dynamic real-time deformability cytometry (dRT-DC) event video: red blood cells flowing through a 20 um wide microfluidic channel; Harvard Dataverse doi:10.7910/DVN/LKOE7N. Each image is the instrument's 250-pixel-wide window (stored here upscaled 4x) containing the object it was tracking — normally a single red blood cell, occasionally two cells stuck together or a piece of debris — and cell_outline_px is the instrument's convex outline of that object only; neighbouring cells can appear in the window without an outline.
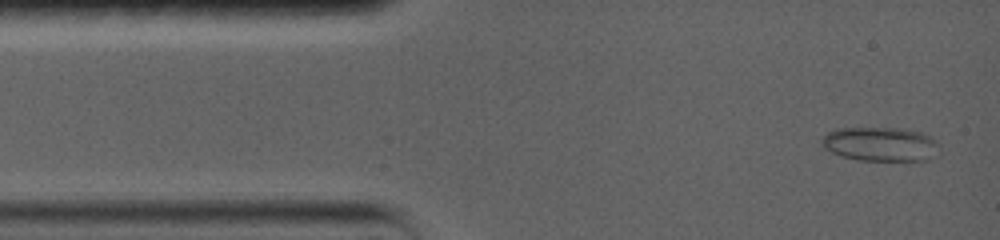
{"species": "common noctule bat (a hibernating species)", "species_latin": "Nyctalus noctula", "temperature_condition": "warm", "stored_images_in_passage": 7, "camera_frame_rate_fps": 5000, "um_per_image_px": 0.085, "animal": {"sex": "female", "body_mass_g": 19.0, "forearm_length_mm": 56.7}, "frame": {"image": 1, "passage_image": 1, "time_ms": 0.0, "image_size_px": [1000, 240], "cell_outline_px": [[936, 156], [928, 160], [856, 160], [840, 156], [824, 148], [820, 144], [820, 140], [828, 132], [836, 128], [900, 128], [924, 132], [932, 136], [936, 140]], "centroid_in_image_um": [74.82, 12.24], "position_along_channel_um": 10.2, "area_um2": 23.58}}
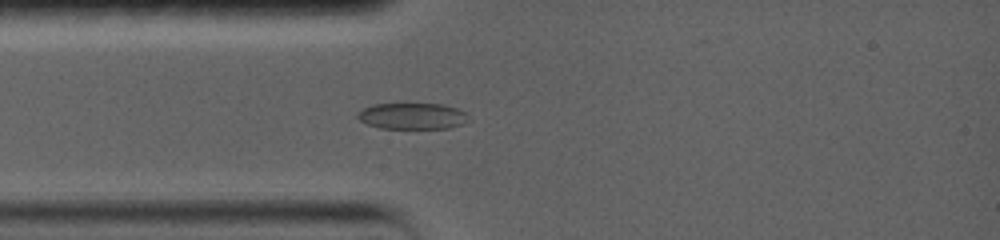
{"frame": {"image": 2, "passage_image": 5, "time_ms": 2.8, "image_size_px": [1000, 240], "cell_outline_px": [[464, 124], [448, 128], [380, 128], [368, 124], [360, 120], [356, 116], [364, 108], [372, 104], [440, 104], [456, 108], [464, 112]], "centroid_in_image_um": [34.99, 9.86], "position_along_channel_um": 50.0, "area_um2": 16.53}}
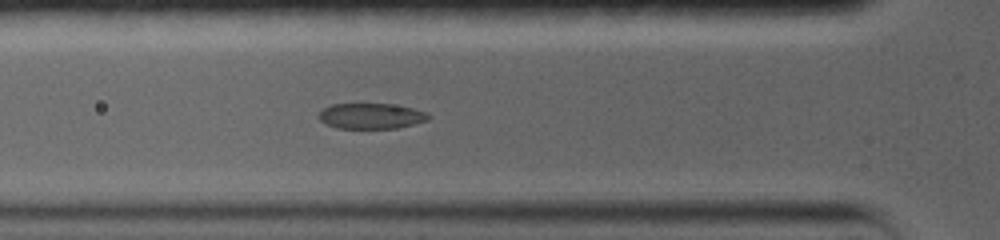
{"frame": {"image": 3, "passage_image": 7, "time_ms": 4.0, "image_size_px": [1000, 240], "cell_outline_px": [[432, 116], [428, 120], [396, 128], [336, 128], [320, 120], [320, 112], [324, 108], [332, 104], [388, 104], [412, 108], [424, 112]], "centroid_in_image_um": [31.55, 9.86], "position_along_channel_um": 94.3, "area_um2": 16.01}}